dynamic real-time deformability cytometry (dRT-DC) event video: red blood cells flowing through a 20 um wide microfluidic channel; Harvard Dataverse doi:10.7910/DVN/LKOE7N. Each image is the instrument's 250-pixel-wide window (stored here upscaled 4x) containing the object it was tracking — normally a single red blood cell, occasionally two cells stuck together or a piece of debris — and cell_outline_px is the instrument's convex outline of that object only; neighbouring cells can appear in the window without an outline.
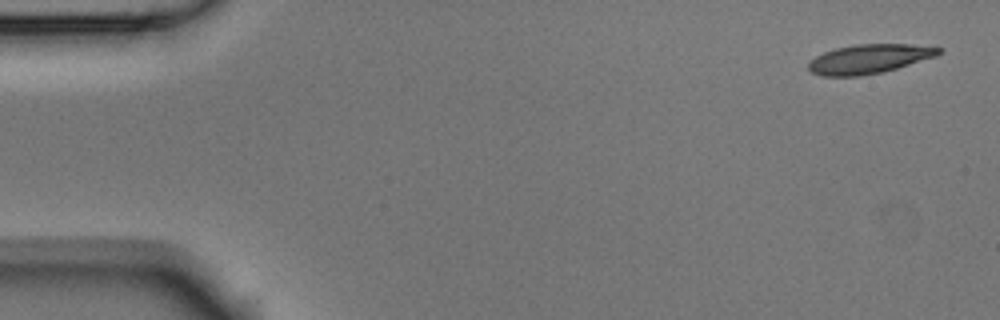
{"species": "Egyptian fruit bat (a non-hibernating species)", "species_latin": "Rousettus aegyptiacus", "temperature_condition": "room temperature", "stored_images_in_passage": 4, "camera_frame_rate_fps": 3000, "um_per_image_px": 0.085, "animal": {"sex": "male"}, "frame": {"image": 1, "passage_image": 1, "time_ms": 0.0, "image_size_px": [1000, 320], "cell_outline_px": [[944, 48], [936, 56], [884, 72], [860, 76], [824, 76], [812, 72], [808, 68], [808, 64], [816, 56], [824, 52], [836, 48], [856, 44], [936, 44]], "centroid_in_image_um": [73.97, 4.99], "position_along_channel_um": 11.0, "area_um2": 22.43}}